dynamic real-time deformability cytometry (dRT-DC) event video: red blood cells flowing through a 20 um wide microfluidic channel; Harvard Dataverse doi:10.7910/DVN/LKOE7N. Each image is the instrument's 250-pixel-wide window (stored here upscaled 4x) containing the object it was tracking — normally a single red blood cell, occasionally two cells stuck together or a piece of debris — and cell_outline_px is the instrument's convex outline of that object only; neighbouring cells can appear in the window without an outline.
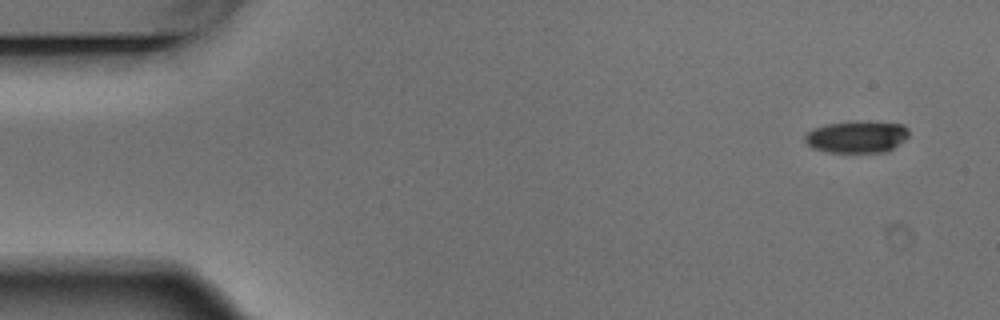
{"species": "Egyptian fruit bat (a non-hibernating species)", "species_latin": "Rousettus aegyptiacus", "temperature_condition": "warm", "stored_images_in_passage": 5, "camera_frame_rate_fps": 3000, "um_per_image_px": 0.085, "animal": {"sex": "male"}, "frame": {"image": 1, "passage_image": 1, "time_ms": 0.0, "image_size_px": [1000, 320], "cell_outline_px": [[908, 136], [904, 140], [888, 152], [828, 152], [812, 148], [804, 140], [804, 136], [812, 128], [828, 124], [856, 120], [904, 124], [908, 128]], "centroid_in_image_um": [72.84, 11.62], "position_along_channel_um": 12.2, "area_um2": 19.59}}
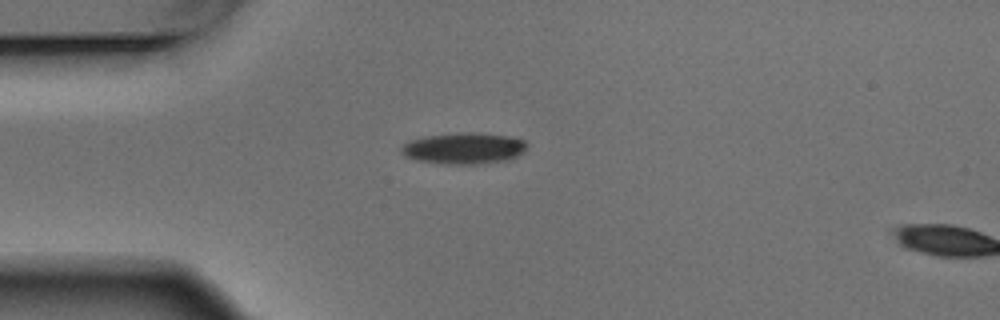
{"frame": {"image": 2, "passage_image": 4, "time_ms": 1.0, "image_size_px": [1000, 320], "cell_outline_px": [[528, 148], [516, 156], [508, 160], [476, 164], [440, 164], [416, 160], [404, 156], [400, 152], [400, 148], [408, 140], [428, 136], [460, 132], [476, 132], [512, 136], [524, 140], [528, 144]], "centroid_in_image_um": [39.43, 12.6], "position_along_channel_um": 45.6, "area_um2": 23.24}}